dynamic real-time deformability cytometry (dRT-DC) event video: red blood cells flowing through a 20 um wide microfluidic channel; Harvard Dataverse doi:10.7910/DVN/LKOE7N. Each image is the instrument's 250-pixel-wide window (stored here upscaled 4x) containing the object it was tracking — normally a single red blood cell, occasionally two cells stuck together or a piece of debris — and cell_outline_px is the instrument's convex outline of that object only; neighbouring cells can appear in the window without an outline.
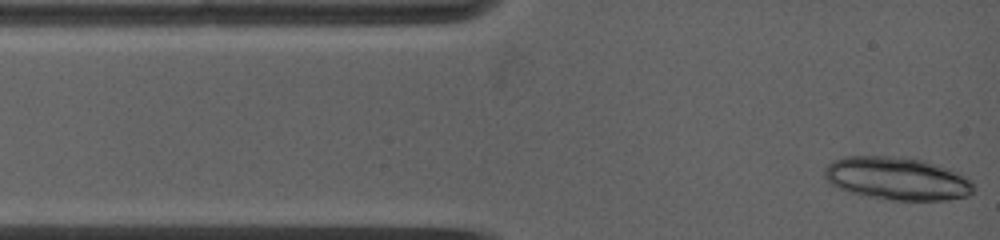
{"species": "common noctule bat (a hibernating species)", "species_latin": "Nyctalus noctula", "temperature_condition": "warm", "stored_images_in_passage": 8, "camera_frame_rate_fps": 5000, "um_per_image_px": 0.085, "animal": {"sex": "female", "body_mass_g": 19.0, "forearm_length_mm": 53.3}, "frame": {"image": 1, "passage_image": 1, "time_ms": 0.0, "image_size_px": [1000, 240], "cell_outline_px": [[976, 188], [968, 196], [948, 200], [888, 200], [848, 192], [832, 184], [824, 176], [824, 168], [832, 160], [844, 156], [900, 156], [924, 160], [960, 172], [972, 180]], "centroid_in_image_um": [76.29, 15.17], "position_along_channel_um": 8.7, "area_um2": 37.74}}